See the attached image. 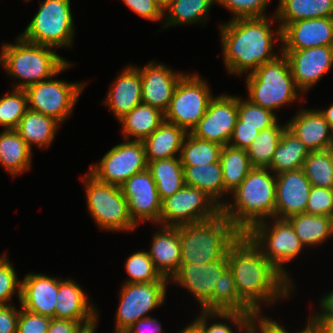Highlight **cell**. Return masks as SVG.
Listing matches in <instances>:
<instances>
[{"label": "cell", "instance_id": "cell-1", "mask_svg": "<svg viewBox=\"0 0 333 333\" xmlns=\"http://www.w3.org/2000/svg\"><path fill=\"white\" fill-rule=\"evenodd\" d=\"M226 257L239 297L255 313L260 312L261 300L271 304L276 298L289 295L293 285L268 261L247 232H241L228 246Z\"/></svg>", "mask_w": 333, "mask_h": 333}, {"label": "cell", "instance_id": "cell-2", "mask_svg": "<svg viewBox=\"0 0 333 333\" xmlns=\"http://www.w3.org/2000/svg\"><path fill=\"white\" fill-rule=\"evenodd\" d=\"M273 23L266 17L238 18L221 25L225 65L230 73H253L261 64L275 60Z\"/></svg>", "mask_w": 333, "mask_h": 333}, {"label": "cell", "instance_id": "cell-3", "mask_svg": "<svg viewBox=\"0 0 333 333\" xmlns=\"http://www.w3.org/2000/svg\"><path fill=\"white\" fill-rule=\"evenodd\" d=\"M268 168L253 167L232 192L235 202H221L222 213L241 231L248 232L265 217H275L276 175ZM274 216V217H273Z\"/></svg>", "mask_w": 333, "mask_h": 333}, {"label": "cell", "instance_id": "cell-4", "mask_svg": "<svg viewBox=\"0 0 333 333\" xmlns=\"http://www.w3.org/2000/svg\"><path fill=\"white\" fill-rule=\"evenodd\" d=\"M177 228L181 243L180 264L227 260L228 246L241 233L222 212L212 219Z\"/></svg>", "mask_w": 333, "mask_h": 333}, {"label": "cell", "instance_id": "cell-5", "mask_svg": "<svg viewBox=\"0 0 333 333\" xmlns=\"http://www.w3.org/2000/svg\"><path fill=\"white\" fill-rule=\"evenodd\" d=\"M16 42L15 45H4L0 57V63L10 75L25 79L14 86L16 89L25 90L30 85L52 79L69 67V62L51 51L50 46L33 44L20 36Z\"/></svg>", "mask_w": 333, "mask_h": 333}, {"label": "cell", "instance_id": "cell-6", "mask_svg": "<svg viewBox=\"0 0 333 333\" xmlns=\"http://www.w3.org/2000/svg\"><path fill=\"white\" fill-rule=\"evenodd\" d=\"M249 100L262 108L273 111L297 97L288 58L281 53L275 60L261 64L247 77Z\"/></svg>", "mask_w": 333, "mask_h": 333}, {"label": "cell", "instance_id": "cell-7", "mask_svg": "<svg viewBox=\"0 0 333 333\" xmlns=\"http://www.w3.org/2000/svg\"><path fill=\"white\" fill-rule=\"evenodd\" d=\"M24 33L23 40L50 47L71 46L73 18L70 0H44Z\"/></svg>", "mask_w": 333, "mask_h": 333}, {"label": "cell", "instance_id": "cell-8", "mask_svg": "<svg viewBox=\"0 0 333 333\" xmlns=\"http://www.w3.org/2000/svg\"><path fill=\"white\" fill-rule=\"evenodd\" d=\"M83 180L86 185L87 208L101 228L111 231L136 228L121 187L101 182L90 173Z\"/></svg>", "mask_w": 333, "mask_h": 333}, {"label": "cell", "instance_id": "cell-9", "mask_svg": "<svg viewBox=\"0 0 333 333\" xmlns=\"http://www.w3.org/2000/svg\"><path fill=\"white\" fill-rule=\"evenodd\" d=\"M213 96L199 75H184L173 94L168 109L164 112L166 122L191 132L209 106Z\"/></svg>", "mask_w": 333, "mask_h": 333}, {"label": "cell", "instance_id": "cell-10", "mask_svg": "<svg viewBox=\"0 0 333 333\" xmlns=\"http://www.w3.org/2000/svg\"><path fill=\"white\" fill-rule=\"evenodd\" d=\"M221 212L222 208L205 192L185 185L162 201L159 223L177 227L212 219Z\"/></svg>", "mask_w": 333, "mask_h": 333}, {"label": "cell", "instance_id": "cell-11", "mask_svg": "<svg viewBox=\"0 0 333 333\" xmlns=\"http://www.w3.org/2000/svg\"><path fill=\"white\" fill-rule=\"evenodd\" d=\"M275 219L272 228H267L269 226L263 220L256 223L247 233L260 246L268 261L290 282L283 269V263L296 257L304 246L287 219Z\"/></svg>", "mask_w": 333, "mask_h": 333}, {"label": "cell", "instance_id": "cell-12", "mask_svg": "<svg viewBox=\"0 0 333 333\" xmlns=\"http://www.w3.org/2000/svg\"><path fill=\"white\" fill-rule=\"evenodd\" d=\"M147 166L143 142L131 140L112 147L89 173L101 182L121 187Z\"/></svg>", "mask_w": 333, "mask_h": 333}, {"label": "cell", "instance_id": "cell-13", "mask_svg": "<svg viewBox=\"0 0 333 333\" xmlns=\"http://www.w3.org/2000/svg\"><path fill=\"white\" fill-rule=\"evenodd\" d=\"M84 83L43 80L25 89L28 109L50 116L60 123L71 113Z\"/></svg>", "mask_w": 333, "mask_h": 333}, {"label": "cell", "instance_id": "cell-14", "mask_svg": "<svg viewBox=\"0 0 333 333\" xmlns=\"http://www.w3.org/2000/svg\"><path fill=\"white\" fill-rule=\"evenodd\" d=\"M167 278L149 283H125L116 313V330H126L145 314L161 306L166 297Z\"/></svg>", "mask_w": 333, "mask_h": 333}, {"label": "cell", "instance_id": "cell-15", "mask_svg": "<svg viewBox=\"0 0 333 333\" xmlns=\"http://www.w3.org/2000/svg\"><path fill=\"white\" fill-rule=\"evenodd\" d=\"M238 119V97L221 95L211 99L205 115L190 132L197 138L225 146Z\"/></svg>", "mask_w": 333, "mask_h": 333}, {"label": "cell", "instance_id": "cell-16", "mask_svg": "<svg viewBox=\"0 0 333 333\" xmlns=\"http://www.w3.org/2000/svg\"><path fill=\"white\" fill-rule=\"evenodd\" d=\"M124 197L128 202L131 219L137 225L141 221H160L162 201L156 183L148 169L134 174L122 186Z\"/></svg>", "mask_w": 333, "mask_h": 333}, {"label": "cell", "instance_id": "cell-17", "mask_svg": "<svg viewBox=\"0 0 333 333\" xmlns=\"http://www.w3.org/2000/svg\"><path fill=\"white\" fill-rule=\"evenodd\" d=\"M280 52L288 58L295 84L302 92L316 84L333 65V46Z\"/></svg>", "mask_w": 333, "mask_h": 333}, {"label": "cell", "instance_id": "cell-18", "mask_svg": "<svg viewBox=\"0 0 333 333\" xmlns=\"http://www.w3.org/2000/svg\"><path fill=\"white\" fill-rule=\"evenodd\" d=\"M281 50L333 46V17L303 19L281 30Z\"/></svg>", "mask_w": 333, "mask_h": 333}, {"label": "cell", "instance_id": "cell-19", "mask_svg": "<svg viewBox=\"0 0 333 333\" xmlns=\"http://www.w3.org/2000/svg\"><path fill=\"white\" fill-rule=\"evenodd\" d=\"M311 187L302 168L276 175L275 218L305 213Z\"/></svg>", "mask_w": 333, "mask_h": 333}, {"label": "cell", "instance_id": "cell-20", "mask_svg": "<svg viewBox=\"0 0 333 333\" xmlns=\"http://www.w3.org/2000/svg\"><path fill=\"white\" fill-rule=\"evenodd\" d=\"M227 268V260L180 264L178 272L170 280L186 287L203 307L213 297L215 285Z\"/></svg>", "mask_w": 333, "mask_h": 333}, {"label": "cell", "instance_id": "cell-21", "mask_svg": "<svg viewBox=\"0 0 333 333\" xmlns=\"http://www.w3.org/2000/svg\"><path fill=\"white\" fill-rule=\"evenodd\" d=\"M142 82V103L160 109H168L174 91L185 74H176L163 64L151 62L139 69Z\"/></svg>", "mask_w": 333, "mask_h": 333}, {"label": "cell", "instance_id": "cell-22", "mask_svg": "<svg viewBox=\"0 0 333 333\" xmlns=\"http://www.w3.org/2000/svg\"><path fill=\"white\" fill-rule=\"evenodd\" d=\"M59 279L44 274H27L21 282L20 304L23 309L55 318Z\"/></svg>", "mask_w": 333, "mask_h": 333}, {"label": "cell", "instance_id": "cell-23", "mask_svg": "<svg viewBox=\"0 0 333 333\" xmlns=\"http://www.w3.org/2000/svg\"><path fill=\"white\" fill-rule=\"evenodd\" d=\"M55 304V318L81 322L86 328L96 324L97 311L88 306L87 296L81 287L72 280L59 279Z\"/></svg>", "mask_w": 333, "mask_h": 333}, {"label": "cell", "instance_id": "cell-24", "mask_svg": "<svg viewBox=\"0 0 333 333\" xmlns=\"http://www.w3.org/2000/svg\"><path fill=\"white\" fill-rule=\"evenodd\" d=\"M286 125L309 152L326 150L333 143V130L319 110L301 109Z\"/></svg>", "mask_w": 333, "mask_h": 333}, {"label": "cell", "instance_id": "cell-25", "mask_svg": "<svg viewBox=\"0 0 333 333\" xmlns=\"http://www.w3.org/2000/svg\"><path fill=\"white\" fill-rule=\"evenodd\" d=\"M116 79L104 103L120 120L142 103V82L139 68L132 66L126 67Z\"/></svg>", "mask_w": 333, "mask_h": 333}, {"label": "cell", "instance_id": "cell-26", "mask_svg": "<svg viewBox=\"0 0 333 333\" xmlns=\"http://www.w3.org/2000/svg\"><path fill=\"white\" fill-rule=\"evenodd\" d=\"M180 251L181 243L178 228L163 226L162 231L154 235L148 254L161 276L171 279L180 268Z\"/></svg>", "mask_w": 333, "mask_h": 333}, {"label": "cell", "instance_id": "cell-27", "mask_svg": "<svg viewBox=\"0 0 333 333\" xmlns=\"http://www.w3.org/2000/svg\"><path fill=\"white\" fill-rule=\"evenodd\" d=\"M186 134L187 132L183 128L164 121L142 141L147 163L175 157L178 152L180 153Z\"/></svg>", "mask_w": 333, "mask_h": 333}, {"label": "cell", "instance_id": "cell-28", "mask_svg": "<svg viewBox=\"0 0 333 333\" xmlns=\"http://www.w3.org/2000/svg\"><path fill=\"white\" fill-rule=\"evenodd\" d=\"M275 19L282 22L277 35L281 40V30L303 19L333 17V0H279Z\"/></svg>", "mask_w": 333, "mask_h": 333}, {"label": "cell", "instance_id": "cell-29", "mask_svg": "<svg viewBox=\"0 0 333 333\" xmlns=\"http://www.w3.org/2000/svg\"><path fill=\"white\" fill-rule=\"evenodd\" d=\"M308 155L305 144L286 127L268 169L276 175L301 169Z\"/></svg>", "mask_w": 333, "mask_h": 333}, {"label": "cell", "instance_id": "cell-30", "mask_svg": "<svg viewBox=\"0 0 333 333\" xmlns=\"http://www.w3.org/2000/svg\"><path fill=\"white\" fill-rule=\"evenodd\" d=\"M32 149L15 129L0 134V162L13 176L31 166Z\"/></svg>", "mask_w": 333, "mask_h": 333}, {"label": "cell", "instance_id": "cell-31", "mask_svg": "<svg viewBox=\"0 0 333 333\" xmlns=\"http://www.w3.org/2000/svg\"><path fill=\"white\" fill-rule=\"evenodd\" d=\"M58 124L56 119L28 109L15 130L31 149L33 144L44 148L52 142Z\"/></svg>", "mask_w": 333, "mask_h": 333}, {"label": "cell", "instance_id": "cell-32", "mask_svg": "<svg viewBox=\"0 0 333 333\" xmlns=\"http://www.w3.org/2000/svg\"><path fill=\"white\" fill-rule=\"evenodd\" d=\"M208 312H255L239 297L232 272L227 268L215 285L213 297L202 307Z\"/></svg>", "mask_w": 333, "mask_h": 333}, {"label": "cell", "instance_id": "cell-33", "mask_svg": "<svg viewBox=\"0 0 333 333\" xmlns=\"http://www.w3.org/2000/svg\"><path fill=\"white\" fill-rule=\"evenodd\" d=\"M119 121L124 125L126 141L130 136H135L136 141H143L165 120L164 113L160 109L140 103Z\"/></svg>", "mask_w": 333, "mask_h": 333}, {"label": "cell", "instance_id": "cell-34", "mask_svg": "<svg viewBox=\"0 0 333 333\" xmlns=\"http://www.w3.org/2000/svg\"><path fill=\"white\" fill-rule=\"evenodd\" d=\"M183 169L185 185L202 190L221 207V200H217L224 194L221 163L183 166Z\"/></svg>", "mask_w": 333, "mask_h": 333}, {"label": "cell", "instance_id": "cell-35", "mask_svg": "<svg viewBox=\"0 0 333 333\" xmlns=\"http://www.w3.org/2000/svg\"><path fill=\"white\" fill-rule=\"evenodd\" d=\"M161 201L185 186L184 169L180 158H166L148 162Z\"/></svg>", "mask_w": 333, "mask_h": 333}, {"label": "cell", "instance_id": "cell-36", "mask_svg": "<svg viewBox=\"0 0 333 333\" xmlns=\"http://www.w3.org/2000/svg\"><path fill=\"white\" fill-rule=\"evenodd\" d=\"M287 220L303 246L322 243L333 235L332 217L329 216L302 213Z\"/></svg>", "mask_w": 333, "mask_h": 333}, {"label": "cell", "instance_id": "cell-37", "mask_svg": "<svg viewBox=\"0 0 333 333\" xmlns=\"http://www.w3.org/2000/svg\"><path fill=\"white\" fill-rule=\"evenodd\" d=\"M219 161L222 166L224 193L233 192L253 168L246 150L229 145L222 147Z\"/></svg>", "mask_w": 333, "mask_h": 333}, {"label": "cell", "instance_id": "cell-38", "mask_svg": "<svg viewBox=\"0 0 333 333\" xmlns=\"http://www.w3.org/2000/svg\"><path fill=\"white\" fill-rule=\"evenodd\" d=\"M222 147V145L197 138L187 132L180 150V162L182 166H199L220 162Z\"/></svg>", "mask_w": 333, "mask_h": 333}, {"label": "cell", "instance_id": "cell-39", "mask_svg": "<svg viewBox=\"0 0 333 333\" xmlns=\"http://www.w3.org/2000/svg\"><path fill=\"white\" fill-rule=\"evenodd\" d=\"M287 125L262 130L246 150L252 167L268 168L273 154Z\"/></svg>", "mask_w": 333, "mask_h": 333}, {"label": "cell", "instance_id": "cell-40", "mask_svg": "<svg viewBox=\"0 0 333 333\" xmlns=\"http://www.w3.org/2000/svg\"><path fill=\"white\" fill-rule=\"evenodd\" d=\"M213 2L215 0H174L166 9L169 11L164 27L199 22L202 18H206Z\"/></svg>", "mask_w": 333, "mask_h": 333}, {"label": "cell", "instance_id": "cell-41", "mask_svg": "<svg viewBox=\"0 0 333 333\" xmlns=\"http://www.w3.org/2000/svg\"><path fill=\"white\" fill-rule=\"evenodd\" d=\"M312 186L333 188V163L327 152H309L302 167Z\"/></svg>", "mask_w": 333, "mask_h": 333}, {"label": "cell", "instance_id": "cell-42", "mask_svg": "<svg viewBox=\"0 0 333 333\" xmlns=\"http://www.w3.org/2000/svg\"><path fill=\"white\" fill-rule=\"evenodd\" d=\"M28 110V98L24 89H14L0 98V125L16 129L20 119Z\"/></svg>", "mask_w": 333, "mask_h": 333}, {"label": "cell", "instance_id": "cell-43", "mask_svg": "<svg viewBox=\"0 0 333 333\" xmlns=\"http://www.w3.org/2000/svg\"><path fill=\"white\" fill-rule=\"evenodd\" d=\"M125 267L129 275L125 283H149L162 278L146 251L135 252L129 256Z\"/></svg>", "mask_w": 333, "mask_h": 333}, {"label": "cell", "instance_id": "cell-44", "mask_svg": "<svg viewBox=\"0 0 333 333\" xmlns=\"http://www.w3.org/2000/svg\"><path fill=\"white\" fill-rule=\"evenodd\" d=\"M247 100L241 101L238 97V118L241 120V126L254 127L261 132L277 123L273 111Z\"/></svg>", "mask_w": 333, "mask_h": 333}, {"label": "cell", "instance_id": "cell-45", "mask_svg": "<svg viewBox=\"0 0 333 333\" xmlns=\"http://www.w3.org/2000/svg\"><path fill=\"white\" fill-rule=\"evenodd\" d=\"M200 318L198 317L192 324L200 331V333H233L227 323H214L207 326L206 319L208 317H220L228 319L235 323L239 330L246 331L250 326V319L253 314H245L242 312H208L202 311Z\"/></svg>", "mask_w": 333, "mask_h": 333}, {"label": "cell", "instance_id": "cell-46", "mask_svg": "<svg viewBox=\"0 0 333 333\" xmlns=\"http://www.w3.org/2000/svg\"><path fill=\"white\" fill-rule=\"evenodd\" d=\"M215 2L231 10L235 15L233 19H238L266 17L264 11L270 0H215Z\"/></svg>", "mask_w": 333, "mask_h": 333}, {"label": "cell", "instance_id": "cell-47", "mask_svg": "<svg viewBox=\"0 0 333 333\" xmlns=\"http://www.w3.org/2000/svg\"><path fill=\"white\" fill-rule=\"evenodd\" d=\"M305 213L312 215H333V188L312 186Z\"/></svg>", "mask_w": 333, "mask_h": 333}, {"label": "cell", "instance_id": "cell-48", "mask_svg": "<svg viewBox=\"0 0 333 333\" xmlns=\"http://www.w3.org/2000/svg\"><path fill=\"white\" fill-rule=\"evenodd\" d=\"M18 288V298L20 301L21 296V281L17 279L15 269L12 264L7 260L6 255L0 258V305H6V303L12 299V295Z\"/></svg>", "mask_w": 333, "mask_h": 333}, {"label": "cell", "instance_id": "cell-49", "mask_svg": "<svg viewBox=\"0 0 333 333\" xmlns=\"http://www.w3.org/2000/svg\"><path fill=\"white\" fill-rule=\"evenodd\" d=\"M51 318L32 313L21 307L17 333H47Z\"/></svg>", "mask_w": 333, "mask_h": 333}, {"label": "cell", "instance_id": "cell-50", "mask_svg": "<svg viewBox=\"0 0 333 333\" xmlns=\"http://www.w3.org/2000/svg\"><path fill=\"white\" fill-rule=\"evenodd\" d=\"M124 3L129 7L133 12L140 15L141 17L157 21L162 19L164 12L160 7L155 3L154 0H123Z\"/></svg>", "mask_w": 333, "mask_h": 333}, {"label": "cell", "instance_id": "cell-51", "mask_svg": "<svg viewBox=\"0 0 333 333\" xmlns=\"http://www.w3.org/2000/svg\"><path fill=\"white\" fill-rule=\"evenodd\" d=\"M259 133L260 131L254 127L241 126V120L238 118L228 145L234 148L247 150Z\"/></svg>", "mask_w": 333, "mask_h": 333}, {"label": "cell", "instance_id": "cell-52", "mask_svg": "<svg viewBox=\"0 0 333 333\" xmlns=\"http://www.w3.org/2000/svg\"><path fill=\"white\" fill-rule=\"evenodd\" d=\"M19 314L11 304L0 305V333H17Z\"/></svg>", "mask_w": 333, "mask_h": 333}, {"label": "cell", "instance_id": "cell-53", "mask_svg": "<svg viewBox=\"0 0 333 333\" xmlns=\"http://www.w3.org/2000/svg\"><path fill=\"white\" fill-rule=\"evenodd\" d=\"M86 329L81 322L51 318L47 333H83Z\"/></svg>", "mask_w": 333, "mask_h": 333}, {"label": "cell", "instance_id": "cell-54", "mask_svg": "<svg viewBox=\"0 0 333 333\" xmlns=\"http://www.w3.org/2000/svg\"><path fill=\"white\" fill-rule=\"evenodd\" d=\"M129 333H161V324L154 318L146 316L126 329Z\"/></svg>", "mask_w": 333, "mask_h": 333}, {"label": "cell", "instance_id": "cell-55", "mask_svg": "<svg viewBox=\"0 0 333 333\" xmlns=\"http://www.w3.org/2000/svg\"><path fill=\"white\" fill-rule=\"evenodd\" d=\"M260 332L261 333H289L277 322L270 320L265 317H260L259 319ZM311 322L309 320L307 327L304 330H301L299 333H306L311 328Z\"/></svg>", "mask_w": 333, "mask_h": 333}, {"label": "cell", "instance_id": "cell-56", "mask_svg": "<svg viewBox=\"0 0 333 333\" xmlns=\"http://www.w3.org/2000/svg\"><path fill=\"white\" fill-rule=\"evenodd\" d=\"M310 322L317 333H333V317H311Z\"/></svg>", "mask_w": 333, "mask_h": 333}, {"label": "cell", "instance_id": "cell-57", "mask_svg": "<svg viewBox=\"0 0 333 333\" xmlns=\"http://www.w3.org/2000/svg\"><path fill=\"white\" fill-rule=\"evenodd\" d=\"M321 314H314L311 317H333V291L321 300Z\"/></svg>", "mask_w": 333, "mask_h": 333}, {"label": "cell", "instance_id": "cell-58", "mask_svg": "<svg viewBox=\"0 0 333 333\" xmlns=\"http://www.w3.org/2000/svg\"><path fill=\"white\" fill-rule=\"evenodd\" d=\"M319 111L324 116V119L328 122V124L333 130V104L329 107V109Z\"/></svg>", "mask_w": 333, "mask_h": 333}, {"label": "cell", "instance_id": "cell-59", "mask_svg": "<svg viewBox=\"0 0 333 333\" xmlns=\"http://www.w3.org/2000/svg\"><path fill=\"white\" fill-rule=\"evenodd\" d=\"M259 315V313H254L252 316H251V319H250V326L247 328V330L245 331V333H257V329L256 328V325L254 324V322H256L255 318H257ZM255 325V326H254Z\"/></svg>", "mask_w": 333, "mask_h": 333}, {"label": "cell", "instance_id": "cell-60", "mask_svg": "<svg viewBox=\"0 0 333 333\" xmlns=\"http://www.w3.org/2000/svg\"><path fill=\"white\" fill-rule=\"evenodd\" d=\"M154 1L160 7V9L164 12L172 4V2L174 0H154Z\"/></svg>", "mask_w": 333, "mask_h": 333}, {"label": "cell", "instance_id": "cell-61", "mask_svg": "<svg viewBox=\"0 0 333 333\" xmlns=\"http://www.w3.org/2000/svg\"><path fill=\"white\" fill-rule=\"evenodd\" d=\"M180 333H200V331L193 324H189V326L185 327Z\"/></svg>", "mask_w": 333, "mask_h": 333}, {"label": "cell", "instance_id": "cell-62", "mask_svg": "<svg viewBox=\"0 0 333 333\" xmlns=\"http://www.w3.org/2000/svg\"><path fill=\"white\" fill-rule=\"evenodd\" d=\"M326 150H327V152H328V154L331 158V161L333 163V143H331Z\"/></svg>", "mask_w": 333, "mask_h": 333}, {"label": "cell", "instance_id": "cell-63", "mask_svg": "<svg viewBox=\"0 0 333 333\" xmlns=\"http://www.w3.org/2000/svg\"><path fill=\"white\" fill-rule=\"evenodd\" d=\"M95 329H96V324L93 325V326H91V327H89V328H87L83 333H95L94 332Z\"/></svg>", "mask_w": 333, "mask_h": 333}, {"label": "cell", "instance_id": "cell-64", "mask_svg": "<svg viewBox=\"0 0 333 333\" xmlns=\"http://www.w3.org/2000/svg\"><path fill=\"white\" fill-rule=\"evenodd\" d=\"M306 333H317V331L311 327Z\"/></svg>", "mask_w": 333, "mask_h": 333}, {"label": "cell", "instance_id": "cell-65", "mask_svg": "<svg viewBox=\"0 0 333 333\" xmlns=\"http://www.w3.org/2000/svg\"><path fill=\"white\" fill-rule=\"evenodd\" d=\"M116 333H129L127 330H116Z\"/></svg>", "mask_w": 333, "mask_h": 333}]
</instances>
